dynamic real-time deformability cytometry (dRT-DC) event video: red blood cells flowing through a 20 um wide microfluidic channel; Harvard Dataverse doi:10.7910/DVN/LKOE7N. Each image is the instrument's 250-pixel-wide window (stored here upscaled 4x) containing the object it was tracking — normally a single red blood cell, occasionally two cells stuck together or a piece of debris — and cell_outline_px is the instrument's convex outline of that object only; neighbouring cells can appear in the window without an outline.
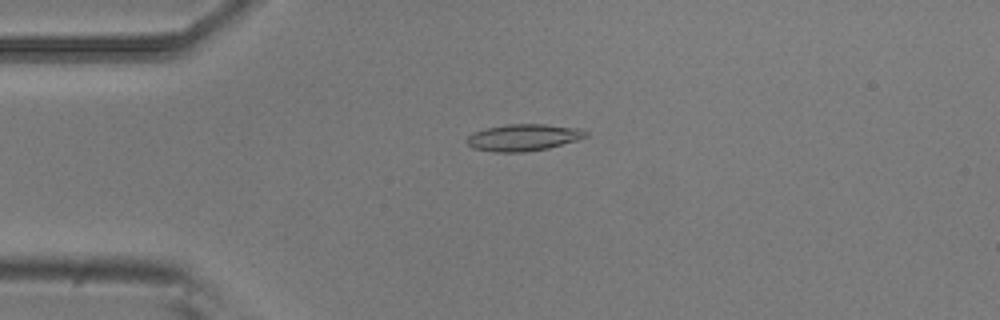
{"species": "common noctule bat (a hibernating species)", "species_latin": "Nyctalus noctula", "temperature_condition": "room temperature", "stored_images_in_passage": 2, "camera_frame_rate_fps": 3000, "um_per_image_px": 0.085, "animal": {"sex": "male", "body_mass_g": 20.5, "forearm_length_mm": 52.5}, "frame": {"image": 1, "passage_image": 1, "time_ms": 0.0, "image_size_px": [1000, 320], "cell_outline_px": [[588, 136], [576, 140], [548, 148], [524, 152], [496, 152], [472, 148], [468, 144], [468, 136], [472, 132], [484, 128], [508, 124], [544, 124], [580, 128], [588, 132]], "centroid_in_image_um": [44.48, 11.68], "position_along_channel_um": 40.5, "area_um2": 18.55}}